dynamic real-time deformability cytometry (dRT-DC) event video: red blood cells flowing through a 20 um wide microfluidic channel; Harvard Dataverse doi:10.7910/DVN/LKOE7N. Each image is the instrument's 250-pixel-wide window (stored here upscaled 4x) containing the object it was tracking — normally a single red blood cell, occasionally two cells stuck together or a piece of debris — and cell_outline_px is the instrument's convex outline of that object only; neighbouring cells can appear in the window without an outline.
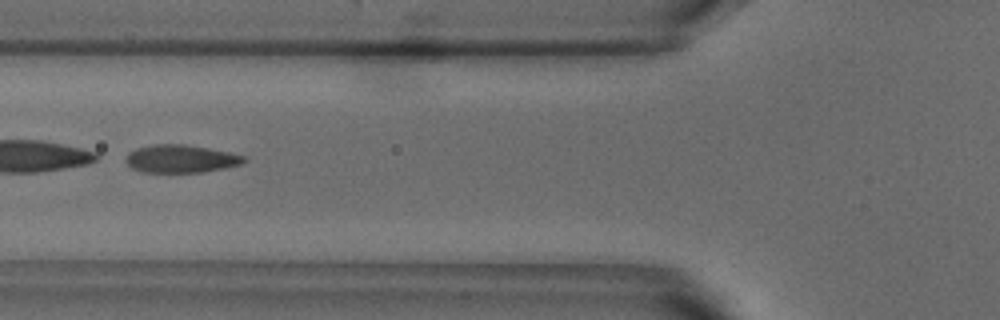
{"species": "common noctule bat (a hibernating species)", "species_latin": "Nyctalus noctula", "temperature_condition": "warm", "stored_images_in_passage": 38, "camera_frame_rate_fps": 3000, "um_per_image_px": 0.085, "animal": {"sex": "male", "body_mass_g": 18.8}, "frame": {"image": 1, "passage_image": 13, "time_ms": 4.0, "image_size_px": [1000, 320], "cell_outline_px": [[248, 160], [240, 164], [224, 168], [204, 172], [144, 172], [132, 168], [124, 160], [124, 156], [128, 152], [136, 148], [152, 144], [184, 144], [208, 148], [228, 152], [244, 156]], "centroid_in_image_um": [15.33, 13.49], "position_along_channel_um": 110.5, "area_um2": 19.25}, "authors_computed_cell_mechanics": {"area_um2": 19.7387, "velocity_mm_per_s": 3.7877, "shape_relaxation_time_tau1_ms": 3.6324, "shape_relaxation_time_tau2_ms": 0.7542, "deformation_change_tau1": 0.1577, "deformation_change_tau2": 0.0764}}